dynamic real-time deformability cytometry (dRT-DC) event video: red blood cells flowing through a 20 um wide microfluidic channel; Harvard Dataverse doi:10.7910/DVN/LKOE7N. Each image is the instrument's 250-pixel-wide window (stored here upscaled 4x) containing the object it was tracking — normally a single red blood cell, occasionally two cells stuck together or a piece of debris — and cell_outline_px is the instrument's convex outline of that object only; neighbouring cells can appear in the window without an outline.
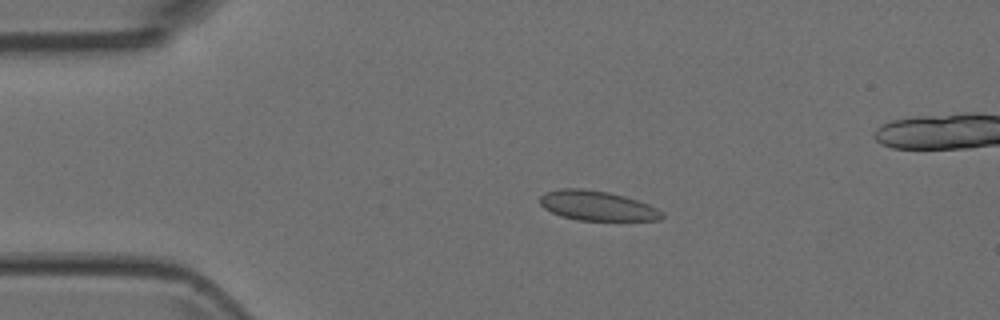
{"species": "Egyptian fruit bat (a non-hibernating species)", "species_latin": "Rousettus aegyptiacus", "temperature_condition": "room temperature", "stored_images_in_passage": 5, "camera_frame_rate_fps": 3000, "um_per_image_px": 0.085, "animal": {"sex": "female"}, "frame": {"image": 1, "passage_image": 3, "time_ms": 0.667, "image_size_px": [1000, 320], "cell_outline_px": [[664, 216], [660, 220], [576, 220], [560, 216], [544, 208], [540, 204], [540, 196], [548, 192], [560, 188], [580, 188], [608, 192], [624, 196], [648, 204], [664, 212]], "centroid_in_image_um": [50.75, 17.49], "position_along_channel_um": 34.2, "area_um2": 21.04}}